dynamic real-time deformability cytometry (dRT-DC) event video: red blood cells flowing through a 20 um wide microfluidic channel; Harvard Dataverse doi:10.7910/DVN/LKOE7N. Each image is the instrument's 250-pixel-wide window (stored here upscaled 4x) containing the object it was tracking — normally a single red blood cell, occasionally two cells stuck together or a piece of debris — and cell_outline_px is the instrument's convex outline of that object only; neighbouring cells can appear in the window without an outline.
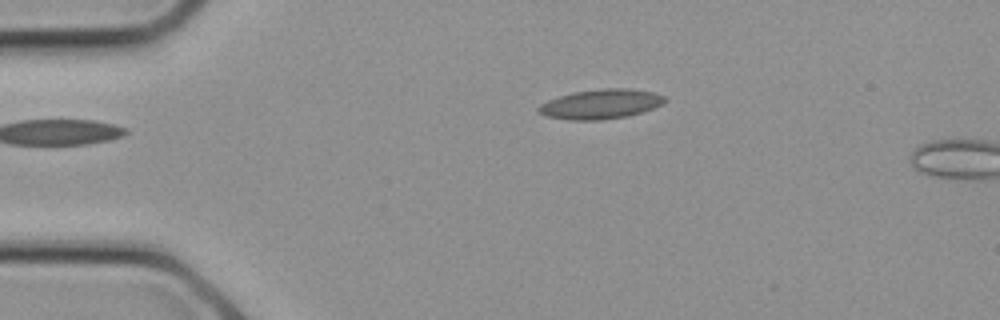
{"species": "common noctule bat (a hibernating species)", "species_latin": "Nyctalus noctula", "temperature_condition": "cold", "stored_images_in_passage": 5, "camera_frame_rate_fps": 3000, "um_per_image_px": 0.085, "animal": {"sex": "female", "body_mass_g": 21.9}, "frame": {"image": 1, "passage_image": 5, "time_ms": 1.333, "image_size_px": [1000, 320], "cell_outline_px": [[668, 100], [652, 108], [628, 116], [604, 120], [568, 120], [544, 116], [536, 112], [536, 108], [540, 104], [548, 100], [572, 92], [600, 88], [632, 88], [652, 92], [664, 96]], "centroid_in_image_um": [51.01, 8.85], "position_along_channel_um": 34.0, "area_um2": 22.02}}